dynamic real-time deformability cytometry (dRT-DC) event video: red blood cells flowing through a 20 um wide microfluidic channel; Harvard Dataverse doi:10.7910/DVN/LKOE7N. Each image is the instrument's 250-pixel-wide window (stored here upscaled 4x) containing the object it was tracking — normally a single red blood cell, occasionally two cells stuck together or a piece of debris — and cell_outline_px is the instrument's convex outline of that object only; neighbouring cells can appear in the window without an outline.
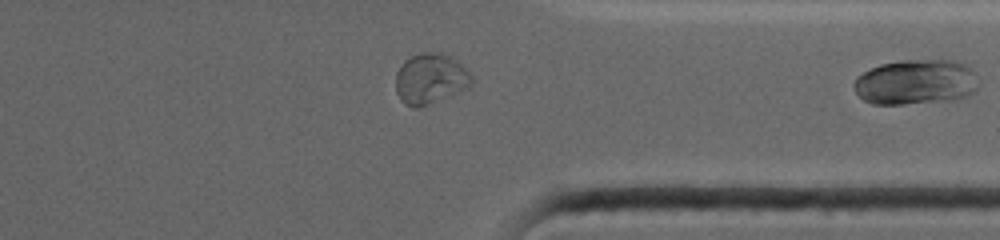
{"species": "common noctule bat (a hibernating species)", "species_latin": "Nyctalus noctula", "temperature_condition": "warm", "stored_images_in_passage": 46, "segment_of_instrument_passage": [2, 2], "camera_frame_rate_fps": 4500, "um_per_image_px": 0.085, "animal": {"sex": "female", "body_mass_g": 19.0, "forearm_length_mm": 53.3}, "frame": {"image": 1, "passage_image": 46, "time_ms": 8.889, "image_size_px": [1000, 240], "cell_outline_px": [[980, 84], [976, 92], [960, 100], [904, 104], [872, 104], [864, 100], [856, 92], [852, 84], [856, 76], [880, 64], [904, 60], [956, 60], [972, 68]], "centroid_in_image_um": [77.9, 6.99], "position_along_channel_um": 333.5, "area_um2": 33.41}}